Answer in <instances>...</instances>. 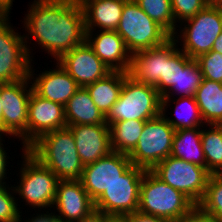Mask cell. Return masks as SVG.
Returning a JSON list of instances; mask_svg holds the SVG:
<instances>
[{
	"label": "cell",
	"instance_id": "obj_1",
	"mask_svg": "<svg viewBox=\"0 0 222 222\" xmlns=\"http://www.w3.org/2000/svg\"><path fill=\"white\" fill-rule=\"evenodd\" d=\"M27 150L59 180H80L84 165L68 127L42 135Z\"/></svg>",
	"mask_w": 222,
	"mask_h": 222
},
{
	"label": "cell",
	"instance_id": "obj_2",
	"mask_svg": "<svg viewBox=\"0 0 222 222\" xmlns=\"http://www.w3.org/2000/svg\"><path fill=\"white\" fill-rule=\"evenodd\" d=\"M196 205L182 192L163 182L151 170H145L138 210L171 222H178Z\"/></svg>",
	"mask_w": 222,
	"mask_h": 222
},
{
	"label": "cell",
	"instance_id": "obj_3",
	"mask_svg": "<svg viewBox=\"0 0 222 222\" xmlns=\"http://www.w3.org/2000/svg\"><path fill=\"white\" fill-rule=\"evenodd\" d=\"M161 98L155 87L133 81L127 76L119 98L105 116V121L110 125L117 121L153 119L161 114Z\"/></svg>",
	"mask_w": 222,
	"mask_h": 222
},
{
	"label": "cell",
	"instance_id": "obj_4",
	"mask_svg": "<svg viewBox=\"0 0 222 222\" xmlns=\"http://www.w3.org/2000/svg\"><path fill=\"white\" fill-rule=\"evenodd\" d=\"M116 32L123 38L131 54L162 45L171 37L135 0H128L124 4Z\"/></svg>",
	"mask_w": 222,
	"mask_h": 222
},
{
	"label": "cell",
	"instance_id": "obj_5",
	"mask_svg": "<svg viewBox=\"0 0 222 222\" xmlns=\"http://www.w3.org/2000/svg\"><path fill=\"white\" fill-rule=\"evenodd\" d=\"M23 154L20 184L13 186L14 192L26 201V205L43 210L53 207L58 177L27 149L23 150Z\"/></svg>",
	"mask_w": 222,
	"mask_h": 222
},
{
	"label": "cell",
	"instance_id": "obj_6",
	"mask_svg": "<svg viewBox=\"0 0 222 222\" xmlns=\"http://www.w3.org/2000/svg\"><path fill=\"white\" fill-rule=\"evenodd\" d=\"M86 41L84 12L79 0H53L52 56L65 53Z\"/></svg>",
	"mask_w": 222,
	"mask_h": 222
},
{
	"label": "cell",
	"instance_id": "obj_7",
	"mask_svg": "<svg viewBox=\"0 0 222 222\" xmlns=\"http://www.w3.org/2000/svg\"><path fill=\"white\" fill-rule=\"evenodd\" d=\"M175 129L159 116L146 120L135 148L128 154L131 163L145 170H152L170 156Z\"/></svg>",
	"mask_w": 222,
	"mask_h": 222
},
{
	"label": "cell",
	"instance_id": "obj_8",
	"mask_svg": "<svg viewBox=\"0 0 222 222\" xmlns=\"http://www.w3.org/2000/svg\"><path fill=\"white\" fill-rule=\"evenodd\" d=\"M184 22L183 30L179 31L180 35H177L179 33L172 35L177 42L181 40L180 42L183 43L180 50L191 59L210 52L214 41L222 33V12L207 5L193 18Z\"/></svg>",
	"mask_w": 222,
	"mask_h": 222
},
{
	"label": "cell",
	"instance_id": "obj_9",
	"mask_svg": "<svg viewBox=\"0 0 222 222\" xmlns=\"http://www.w3.org/2000/svg\"><path fill=\"white\" fill-rule=\"evenodd\" d=\"M163 182L182 192L196 206L204 197L210 173L206 167L168 156L151 170Z\"/></svg>",
	"mask_w": 222,
	"mask_h": 222
},
{
	"label": "cell",
	"instance_id": "obj_10",
	"mask_svg": "<svg viewBox=\"0 0 222 222\" xmlns=\"http://www.w3.org/2000/svg\"><path fill=\"white\" fill-rule=\"evenodd\" d=\"M29 77L13 83H1L3 104L2 134L22 140L28 149V101L33 90Z\"/></svg>",
	"mask_w": 222,
	"mask_h": 222
},
{
	"label": "cell",
	"instance_id": "obj_11",
	"mask_svg": "<svg viewBox=\"0 0 222 222\" xmlns=\"http://www.w3.org/2000/svg\"><path fill=\"white\" fill-rule=\"evenodd\" d=\"M144 173L145 169L132 165L94 201L95 210L116 216L136 212Z\"/></svg>",
	"mask_w": 222,
	"mask_h": 222
},
{
	"label": "cell",
	"instance_id": "obj_12",
	"mask_svg": "<svg viewBox=\"0 0 222 222\" xmlns=\"http://www.w3.org/2000/svg\"><path fill=\"white\" fill-rule=\"evenodd\" d=\"M9 15L0 21V83H13L29 77L32 64L24 35L15 32Z\"/></svg>",
	"mask_w": 222,
	"mask_h": 222
},
{
	"label": "cell",
	"instance_id": "obj_13",
	"mask_svg": "<svg viewBox=\"0 0 222 222\" xmlns=\"http://www.w3.org/2000/svg\"><path fill=\"white\" fill-rule=\"evenodd\" d=\"M177 41L171 36L162 45L131 54L127 75L136 82L150 85L162 96V68L177 48Z\"/></svg>",
	"mask_w": 222,
	"mask_h": 222
},
{
	"label": "cell",
	"instance_id": "obj_14",
	"mask_svg": "<svg viewBox=\"0 0 222 222\" xmlns=\"http://www.w3.org/2000/svg\"><path fill=\"white\" fill-rule=\"evenodd\" d=\"M132 165L127 154L112 151L94 163L85 165L80 181L90 198L95 201Z\"/></svg>",
	"mask_w": 222,
	"mask_h": 222
},
{
	"label": "cell",
	"instance_id": "obj_15",
	"mask_svg": "<svg viewBox=\"0 0 222 222\" xmlns=\"http://www.w3.org/2000/svg\"><path fill=\"white\" fill-rule=\"evenodd\" d=\"M58 62L80 87L94 83L112 72L87 41L65 53Z\"/></svg>",
	"mask_w": 222,
	"mask_h": 222
},
{
	"label": "cell",
	"instance_id": "obj_16",
	"mask_svg": "<svg viewBox=\"0 0 222 222\" xmlns=\"http://www.w3.org/2000/svg\"><path fill=\"white\" fill-rule=\"evenodd\" d=\"M67 127L64 106L33 90L28 101V148L42 135Z\"/></svg>",
	"mask_w": 222,
	"mask_h": 222
},
{
	"label": "cell",
	"instance_id": "obj_17",
	"mask_svg": "<svg viewBox=\"0 0 222 222\" xmlns=\"http://www.w3.org/2000/svg\"><path fill=\"white\" fill-rule=\"evenodd\" d=\"M54 207L59 212L55 214L59 222H78L95 210L94 201L80 180L58 181Z\"/></svg>",
	"mask_w": 222,
	"mask_h": 222
},
{
	"label": "cell",
	"instance_id": "obj_18",
	"mask_svg": "<svg viewBox=\"0 0 222 222\" xmlns=\"http://www.w3.org/2000/svg\"><path fill=\"white\" fill-rule=\"evenodd\" d=\"M56 64L57 66H55V69H51L49 71L45 70L39 75L36 74L35 78L33 76L35 71L31 67L33 65H30L29 79L31 81L33 91L37 95L65 106L80 86L58 61H56Z\"/></svg>",
	"mask_w": 222,
	"mask_h": 222
},
{
	"label": "cell",
	"instance_id": "obj_19",
	"mask_svg": "<svg viewBox=\"0 0 222 222\" xmlns=\"http://www.w3.org/2000/svg\"><path fill=\"white\" fill-rule=\"evenodd\" d=\"M67 127L71 130L75 138L77 152L84 166L94 163L113 151L109 125L75 124Z\"/></svg>",
	"mask_w": 222,
	"mask_h": 222
},
{
	"label": "cell",
	"instance_id": "obj_20",
	"mask_svg": "<svg viewBox=\"0 0 222 222\" xmlns=\"http://www.w3.org/2000/svg\"><path fill=\"white\" fill-rule=\"evenodd\" d=\"M99 31H97V35L93 33L94 30L86 31L87 43L111 71L127 73L131 53L127 49L123 38L116 31Z\"/></svg>",
	"mask_w": 222,
	"mask_h": 222
},
{
	"label": "cell",
	"instance_id": "obj_21",
	"mask_svg": "<svg viewBox=\"0 0 222 222\" xmlns=\"http://www.w3.org/2000/svg\"><path fill=\"white\" fill-rule=\"evenodd\" d=\"M25 17L23 28L28 35H24V42L30 59V45H27L29 34L46 53L52 55L53 0H34Z\"/></svg>",
	"mask_w": 222,
	"mask_h": 222
},
{
	"label": "cell",
	"instance_id": "obj_22",
	"mask_svg": "<svg viewBox=\"0 0 222 222\" xmlns=\"http://www.w3.org/2000/svg\"><path fill=\"white\" fill-rule=\"evenodd\" d=\"M84 12L85 29L116 31L124 4L128 0H79ZM95 27V28H94Z\"/></svg>",
	"mask_w": 222,
	"mask_h": 222
},
{
	"label": "cell",
	"instance_id": "obj_23",
	"mask_svg": "<svg viewBox=\"0 0 222 222\" xmlns=\"http://www.w3.org/2000/svg\"><path fill=\"white\" fill-rule=\"evenodd\" d=\"M65 120L70 125L107 124L105 116L92 101L85 87H80L64 106Z\"/></svg>",
	"mask_w": 222,
	"mask_h": 222
},
{
	"label": "cell",
	"instance_id": "obj_24",
	"mask_svg": "<svg viewBox=\"0 0 222 222\" xmlns=\"http://www.w3.org/2000/svg\"><path fill=\"white\" fill-rule=\"evenodd\" d=\"M127 73L112 71L106 77L85 86L94 104L106 116L119 98Z\"/></svg>",
	"mask_w": 222,
	"mask_h": 222
},
{
	"label": "cell",
	"instance_id": "obj_25",
	"mask_svg": "<svg viewBox=\"0 0 222 222\" xmlns=\"http://www.w3.org/2000/svg\"><path fill=\"white\" fill-rule=\"evenodd\" d=\"M195 99L205 125H222V83L202 78Z\"/></svg>",
	"mask_w": 222,
	"mask_h": 222
},
{
	"label": "cell",
	"instance_id": "obj_26",
	"mask_svg": "<svg viewBox=\"0 0 222 222\" xmlns=\"http://www.w3.org/2000/svg\"><path fill=\"white\" fill-rule=\"evenodd\" d=\"M201 131L200 127L176 130L170 156L205 167Z\"/></svg>",
	"mask_w": 222,
	"mask_h": 222
},
{
	"label": "cell",
	"instance_id": "obj_27",
	"mask_svg": "<svg viewBox=\"0 0 222 222\" xmlns=\"http://www.w3.org/2000/svg\"><path fill=\"white\" fill-rule=\"evenodd\" d=\"M202 73L196 59L189 58L183 52V69H179V77L176 84H174L161 98V112H166V109L171 104V96L174 91L180 97H195V93L201 84ZM172 91V92H170ZM171 94V95H170ZM169 104V105H168Z\"/></svg>",
	"mask_w": 222,
	"mask_h": 222
},
{
	"label": "cell",
	"instance_id": "obj_28",
	"mask_svg": "<svg viewBox=\"0 0 222 222\" xmlns=\"http://www.w3.org/2000/svg\"><path fill=\"white\" fill-rule=\"evenodd\" d=\"M144 125V120L117 121L110 124L112 150L128 155L135 148Z\"/></svg>",
	"mask_w": 222,
	"mask_h": 222
},
{
	"label": "cell",
	"instance_id": "obj_29",
	"mask_svg": "<svg viewBox=\"0 0 222 222\" xmlns=\"http://www.w3.org/2000/svg\"><path fill=\"white\" fill-rule=\"evenodd\" d=\"M201 131L205 167L211 175L222 174V125L209 124ZM211 126V127H210Z\"/></svg>",
	"mask_w": 222,
	"mask_h": 222
},
{
	"label": "cell",
	"instance_id": "obj_30",
	"mask_svg": "<svg viewBox=\"0 0 222 222\" xmlns=\"http://www.w3.org/2000/svg\"><path fill=\"white\" fill-rule=\"evenodd\" d=\"M178 99L173 100L176 103L175 117L176 119H170V117L166 116L165 112H161V114L165 117L166 121L176 130L180 129H188V128H201L205 125L202 120L199 107L196 103L195 97H177ZM180 105V106H179ZM184 107V109H183ZM186 108V109H185ZM180 109V110H179ZM187 111V114L183 112ZM203 124V125H202Z\"/></svg>",
	"mask_w": 222,
	"mask_h": 222
},
{
	"label": "cell",
	"instance_id": "obj_31",
	"mask_svg": "<svg viewBox=\"0 0 222 222\" xmlns=\"http://www.w3.org/2000/svg\"><path fill=\"white\" fill-rule=\"evenodd\" d=\"M139 7L171 36L177 33L171 0H135Z\"/></svg>",
	"mask_w": 222,
	"mask_h": 222
},
{
	"label": "cell",
	"instance_id": "obj_32",
	"mask_svg": "<svg viewBox=\"0 0 222 222\" xmlns=\"http://www.w3.org/2000/svg\"><path fill=\"white\" fill-rule=\"evenodd\" d=\"M197 206L222 222V174L210 175L204 197Z\"/></svg>",
	"mask_w": 222,
	"mask_h": 222
},
{
	"label": "cell",
	"instance_id": "obj_33",
	"mask_svg": "<svg viewBox=\"0 0 222 222\" xmlns=\"http://www.w3.org/2000/svg\"><path fill=\"white\" fill-rule=\"evenodd\" d=\"M179 69H183V51L177 48L166 60H163L162 96L177 83Z\"/></svg>",
	"mask_w": 222,
	"mask_h": 222
},
{
	"label": "cell",
	"instance_id": "obj_34",
	"mask_svg": "<svg viewBox=\"0 0 222 222\" xmlns=\"http://www.w3.org/2000/svg\"><path fill=\"white\" fill-rule=\"evenodd\" d=\"M202 78L222 83V54L210 51L196 58Z\"/></svg>",
	"mask_w": 222,
	"mask_h": 222
},
{
	"label": "cell",
	"instance_id": "obj_35",
	"mask_svg": "<svg viewBox=\"0 0 222 222\" xmlns=\"http://www.w3.org/2000/svg\"><path fill=\"white\" fill-rule=\"evenodd\" d=\"M14 194L13 186L0 184V222H19L21 212Z\"/></svg>",
	"mask_w": 222,
	"mask_h": 222
},
{
	"label": "cell",
	"instance_id": "obj_36",
	"mask_svg": "<svg viewBox=\"0 0 222 222\" xmlns=\"http://www.w3.org/2000/svg\"><path fill=\"white\" fill-rule=\"evenodd\" d=\"M171 4L175 25L178 21L182 25L184 21L193 18L203 10L208 5V0H171Z\"/></svg>",
	"mask_w": 222,
	"mask_h": 222
},
{
	"label": "cell",
	"instance_id": "obj_37",
	"mask_svg": "<svg viewBox=\"0 0 222 222\" xmlns=\"http://www.w3.org/2000/svg\"><path fill=\"white\" fill-rule=\"evenodd\" d=\"M178 222H218L212 215L206 214L198 206H195L188 214Z\"/></svg>",
	"mask_w": 222,
	"mask_h": 222
},
{
	"label": "cell",
	"instance_id": "obj_38",
	"mask_svg": "<svg viewBox=\"0 0 222 222\" xmlns=\"http://www.w3.org/2000/svg\"><path fill=\"white\" fill-rule=\"evenodd\" d=\"M127 222H171L164 218L156 217L150 214L143 213L139 210L125 215Z\"/></svg>",
	"mask_w": 222,
	"mask_h": 222
},
{
	"label": "cell",
	"instance_id": "obj_39",
	"mask_svg": "<svg viewBox=\"0 0 222 222\" xmlns=\"http://www.w3.org/2000/svg\"><path fill=\"white\" fill-rule=\"evenodd\" d=\"M2 140V135H0V184H6V181L4 179H8L6 176V169L8 167V161L7 158L9 159V157L7 156L6 151L4 150L3 143L1 142ZM5 181V182H4Z\"/></svg>",
	"mask_w": 222,
	"mask_h": 222
},
{
	"label": "cell",
	"instance_id": "obj_40",
	"mask_svg": "<svg viewBox=\"0 0 222 222\" xmlns=\"http://www.w3.org/2000/svg\"><path fill=\"white\" fill-rule=\"evenodd\" d=\"M40 214H37L35 217H32L31 220L28 218L29 221L26 219L25 222H57L58 221L55 213L46 212V214L44 213H40ZM21 216L22 214L19 216V222H22Z\"/></svg>",
	"mask_w": 222,
	"mask_h": 222
},
{
	"label": "cell",
	"instance_id": "obj_41",
	"mask_svg": "<svg viewBox=\"0 0 222 222\" xmlns=\"http://www.w3.org/2000/svg\"><path fill=\"white\" fill-rule=\"evenodd\" d=\"M110 215L98 210H93L87 217L78 222H105Z\"/></svg>",
	"mask_w": 222,
	"mask_h": 222
},
{
	"label": "cell",
	"instance_id": "obj_42",
	"mask_svg": "<svg viewBox=\"0 0 222 222\" xmlns=\"http://www.w3.org/2000/svg\"><path fill=\"white\" fill-rule=\"evenodd\" d=\"M14 0H0V12L10 15V10Z\"/></svg>",
	"mask_w": 222,
	"mask_h": 222
},
{
	"label": "cell",
	"instance_id": "obj_43",
	"mask_svg": "<svg viewBox=\"0 0 222 222\" xmlns=\"http://www.w3.org/2000/svg\"><path fill=\"white\" fill-rule=\"evenodd\" d=\"M212 51L222 54V33L214 41Z\"/></svg>",
	"mask_w": 222,
	"mask_h": 222
},
{
	"label": "cell",
	"instance_id": "obj_44",
	"mask_svg": "<svg viewBox=\"0 0 222 222\" xmlns=\"http://www.w3.org/2000/svg\"><path fill=\"white\" fill-rule=\"evenodd\" d=\"M105 222H127L125 216L110 215Z\"/></svg>",
	"mask_w": 222,
	"mask_h": 222
},
{
	"label": "cell",
	"instance_id": "obj_45",
	"mask_svg": "<svg viewBox=\"0 0 222 222\" xmlns=\"http://www.w3.org/2000/svg\"><path fill=\"white\" fill-rule=\"evenodd\" d=\"M208 5L219 9L222 12V0H208Z\"/></svg>",
	"mask_w": 222,
	"mask_h": 222
},
{
	"label": "cell",
	"instance_id": "obj_46",
	"mask_svg": "<svg viewBox=\"0 0 222 222\" xmlns=\"http://www.w3.org/2000/svg\"><path fill=\"white\" fill-rule=\"evenodd\" d=\"M2 114H3V104L1 98V83H0V135H2Z\"/></svg>",
	"mask_w": 222,
	"mask_h": 222
},
{
	"label": "cell",
	"instance_id": "obj_47",
	"mask_svg": "<svg viewBox=\"0 0 222 222\" xmlns=\"http://www.w3.org/2000/svg\"><path fill=\"white\" fill-rule=\"evenodd\" d=\"M7 14L0 12V21L6 16Z\"/></svg>",
	"mask_w": 222,
	"mask_h": 222
}]
</instances>
